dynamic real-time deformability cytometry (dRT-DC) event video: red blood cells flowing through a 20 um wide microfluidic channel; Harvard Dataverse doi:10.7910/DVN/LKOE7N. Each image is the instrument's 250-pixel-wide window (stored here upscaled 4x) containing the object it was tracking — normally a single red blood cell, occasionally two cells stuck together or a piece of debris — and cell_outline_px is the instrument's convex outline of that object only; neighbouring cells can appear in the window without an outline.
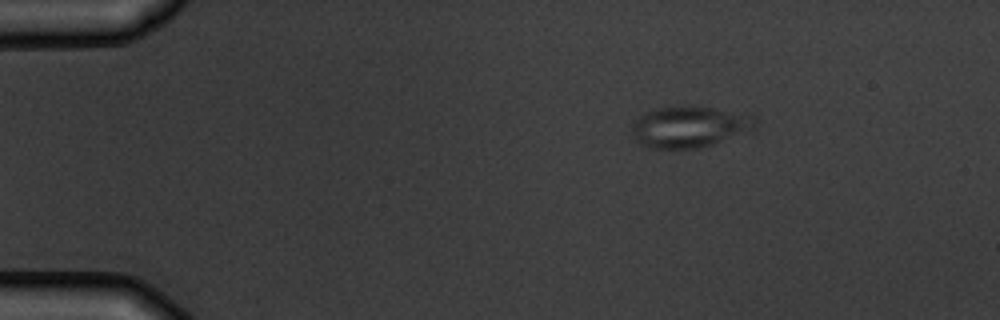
{"species": "common noctule bat (a hibernating species)", "species_latin": "Nyctalus noctula", "temperature_condition": "warm", "stored_images_in_passage": 3, "camera_frame_rate_fps": 3000, "um_per_image_px": 0.085, "animal": {"sex": "male", "body_mass_g": 19.5, "forearm_length_mm": 54.6}, "frame": {"image": 1, "passage_image": 1, "time_ms": 0.0, "image_size_px": [1000, 320], "cell_outline_px": [[756, 124], [752, 128], [700, 148], [648, 148], [640, 144], [636, 140], [632, 132], [632, 124], [640, 116], [648, 112], [660, 108], [680, 104], [688, 104], [756, 112]], "centroid_in_image_um": [58.65, 10.71], "position_along_channel_um": 26.3, "area_um2": 30.11}}